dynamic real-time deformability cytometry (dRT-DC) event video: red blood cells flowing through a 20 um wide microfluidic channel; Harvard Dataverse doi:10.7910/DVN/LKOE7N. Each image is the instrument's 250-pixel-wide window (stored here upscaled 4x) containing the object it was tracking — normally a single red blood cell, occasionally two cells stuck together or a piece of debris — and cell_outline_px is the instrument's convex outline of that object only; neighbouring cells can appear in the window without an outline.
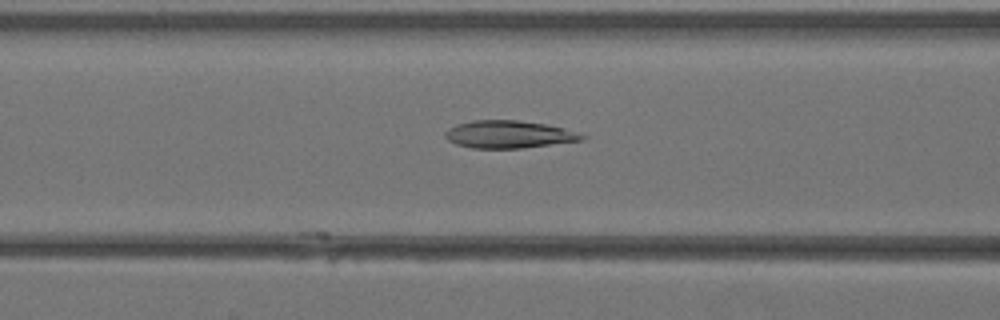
{"species": "Egyptian fruit bat (a non-hibernating species)", "species_latin": "Rousettus aegyptiacus", "temperature_condition": "warm", "stored_images_in_passage": 34, "camera_frame_rate_fps": 3000, "um_per_image_px": 0.085, "animal": {"sex": "female"}, "frame": {"image": 1, "passage_image": 10, "time_ms": 3.0, "image_size_px": [1000, 320], "cell_outline_px": [[588, 136], [580, 140], [520, 148], [472, 148], [456, 144], [448, 140], [444, 136], [444, 132], [448, 128], [456, 124], [472, 120], [516, 120], [544, 124], [580, 132]], "centroid_in_image_um": [43.2, 11.41], "position_along_channel_um": 123.4, "area_um2": 21.79}}
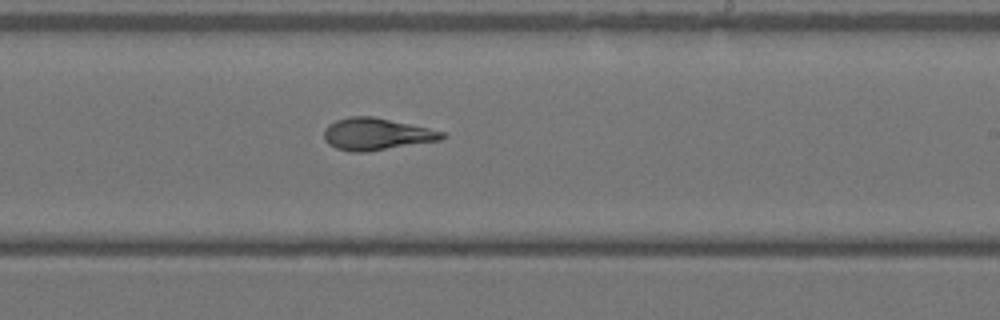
{"frame": {"image": 2, "passage_image": 18, "time_ms": 5.667, "image_size_px": [1000, 320], "cell_outline_px": [[448, 136], [440, 140], [368, 152], [352, 152], [336, 148], [328, 144], [324, 140], [324, 132], [328, 124], [336, 120], [348, 116], [372, 116], [428, 128], [444, 132]], "centroid_in_image_um": [31.98, 11.4], "position_along_channel_um": 257.0, "area_um2": 22.02}}
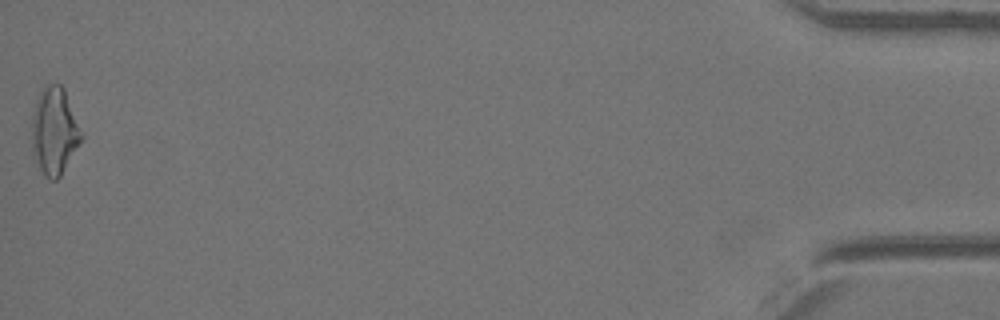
{"frame": {"image": 3, "passage_image": 34, "time_ms": 11.0, "image_size_px": [1000, 320], "cell_outline_px": [[84, 136], [60, 176], [56, 180], [52, 180], [44, 176], [32, 152], [32, 112], [36, 100], [44, 84], [60, 84], [64, 88]], "centroid_in_image_um": [4.61, 11.12], "position_along_channel_um": 430.6, "area_um2": 25.14}}